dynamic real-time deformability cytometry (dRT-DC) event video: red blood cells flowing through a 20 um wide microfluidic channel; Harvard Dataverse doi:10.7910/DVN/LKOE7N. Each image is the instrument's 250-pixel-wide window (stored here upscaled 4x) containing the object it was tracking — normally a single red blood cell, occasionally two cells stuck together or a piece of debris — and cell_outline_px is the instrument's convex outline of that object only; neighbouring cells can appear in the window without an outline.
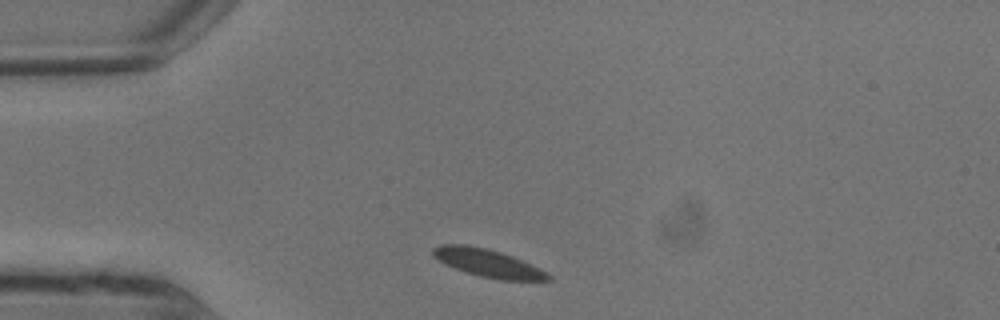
{"species": "common noctule bat (a hibernating species)", "species_latin": "Nyctalus noctula", "temperature_condition": "warm", "stored_images_in_passage": 2, "camera_frame_rate_fps": 3000, "um_per_image_px": 0.085, "animal": {"sex": "male", "body_mass_g": 13.3}, "frame": {"image": 1, "passage_image": 1, "time_ms": 0.0, "image_size_px": [1000, 320], "cell_outline_px": [[552, 280], [500, 280], [480, 276], [464, 272], [444, 264], [432, 256], [432, 248], [440, 244], [468, 244], [500, 252], [512, 256], [532, 264], [548, 272], [552, 276]], "centroid_in_image_um": [41.45, 22.36], "position_along_channel_um": 43.5, "area_um2": 18.9}}